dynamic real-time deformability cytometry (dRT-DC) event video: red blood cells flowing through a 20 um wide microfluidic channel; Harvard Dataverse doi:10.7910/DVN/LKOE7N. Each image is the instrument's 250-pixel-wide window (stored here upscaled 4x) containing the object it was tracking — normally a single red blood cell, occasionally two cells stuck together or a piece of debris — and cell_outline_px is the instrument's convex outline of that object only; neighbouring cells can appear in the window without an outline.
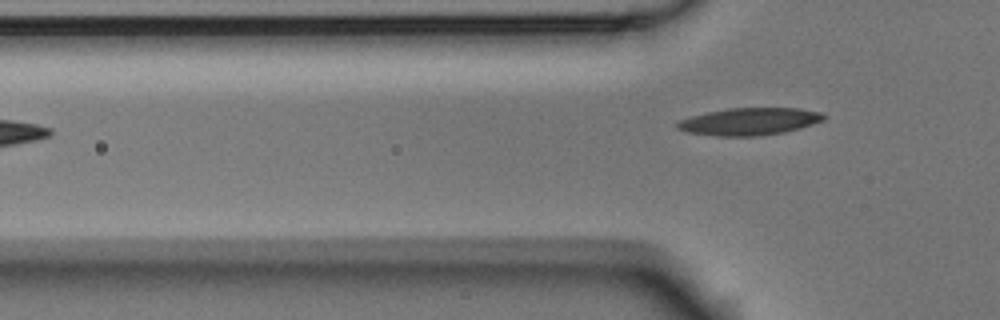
{"species": "Egyptian fruit bat (a non-hibernating species)", "species_latin": "Rousettus aegyptiacus", "temperature_condition": "room temperature", "stored_images_in_passage": 4, "camera_frame_rate_fps": 3000, "um_per_image_px": 0.085, "animal": {"sex": "male"}, "frame": {"image": 1, "passage_image": 4, "time_ms": 1.0, "image_size_px": [1000, 320], "cell_outline_px": [[828, 116], [824, 120], [800, 128], [784, 132], [760, 136], [716, 136], [688, 132], [676, 128], [676, 124], [680, 120], [692, 116], [708, 112], [728, 108], [800, 108], [820, 112]], "centroid_in_image_um": [63.73, 10.33], "position_along_channel_um": 62.1, "area_um2": 23.29}}